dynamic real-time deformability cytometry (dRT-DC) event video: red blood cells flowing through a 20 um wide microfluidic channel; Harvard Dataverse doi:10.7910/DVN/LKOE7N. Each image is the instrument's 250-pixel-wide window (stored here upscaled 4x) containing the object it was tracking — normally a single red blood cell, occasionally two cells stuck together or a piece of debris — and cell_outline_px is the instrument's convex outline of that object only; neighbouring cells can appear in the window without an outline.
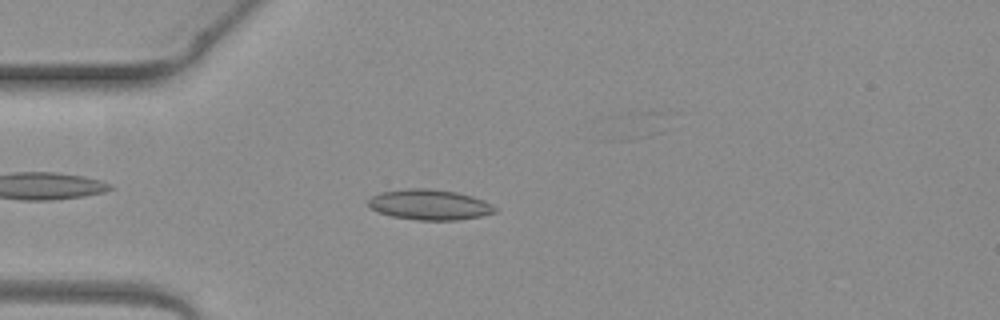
{"species": "common noctule bat (a hibernating species)", "species_latin": "Nyctalus noctula", "temperature_condition": "warm", "stored_images_in_passage": 4, "camera_frame_rate_fps": 3000, "um_per_image_px": 0.085, "animal": {"sex": "female", "body_mass_g": 19.3, "forearm_length_mm": 54.1}, "frame": {"image": 1, "passage_image": 4, "time_ms": 1.0, "image_size_px": [1000, 320], "cell_outline_px": [[496, 212], [480, 216], [456, 220], [416, 220], [392, 216], [380, 212], [372, 208], [368, 204], [368, 200], [372, 196], [380, 192], [408, 188], [432, 188], [456, 192], [472, 196], [484, 200], [492, 204], [496, 208]], "centroid_in_image_um": [36.52, 17.39], "position_along_channel_um": 48.5, "area_um2": 22.43}}